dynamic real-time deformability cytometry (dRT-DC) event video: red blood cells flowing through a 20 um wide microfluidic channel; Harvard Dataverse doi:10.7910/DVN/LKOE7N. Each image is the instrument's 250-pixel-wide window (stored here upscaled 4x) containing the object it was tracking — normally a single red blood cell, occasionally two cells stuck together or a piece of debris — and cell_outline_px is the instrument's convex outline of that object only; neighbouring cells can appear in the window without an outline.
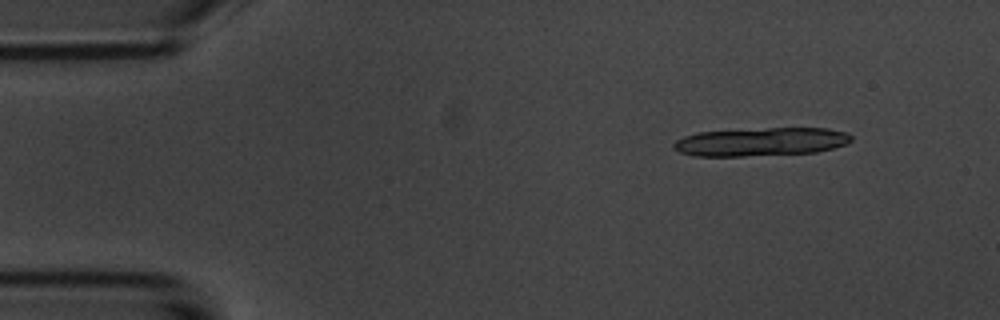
{"species": "common noctule bat (a hibernating species)", "species_latin": "Nyctalus noctula", "temperature_condition": "room temperature", "stored_images_in_passage": 7, "segment_of_instrument_passage": [1, 2], "camera_frame_rate_fps": 3000, "um_per_image_px": 0.085, "animal": {"sex": "male", "body_mass_g": 20.1, "forearm_length_mm": 53.5}, "frame": {"image": 1, "passage_image": 2, "time_ms": 1.333, "image_size_px": [1000, 320], "cell_outline_px": [[852, 140], [848, 144], [816, 152], [744, 156], [692, 156], [680, 152], [672, 144], [676, 140], [684, 136], [700, 132], [768, 128], [828, 128], [848, 132], [852, 136]], "centroid_in_image_um": [64.73, 12.05], "position_along_channel_um": 20.3, "area_um2": 29.36}}